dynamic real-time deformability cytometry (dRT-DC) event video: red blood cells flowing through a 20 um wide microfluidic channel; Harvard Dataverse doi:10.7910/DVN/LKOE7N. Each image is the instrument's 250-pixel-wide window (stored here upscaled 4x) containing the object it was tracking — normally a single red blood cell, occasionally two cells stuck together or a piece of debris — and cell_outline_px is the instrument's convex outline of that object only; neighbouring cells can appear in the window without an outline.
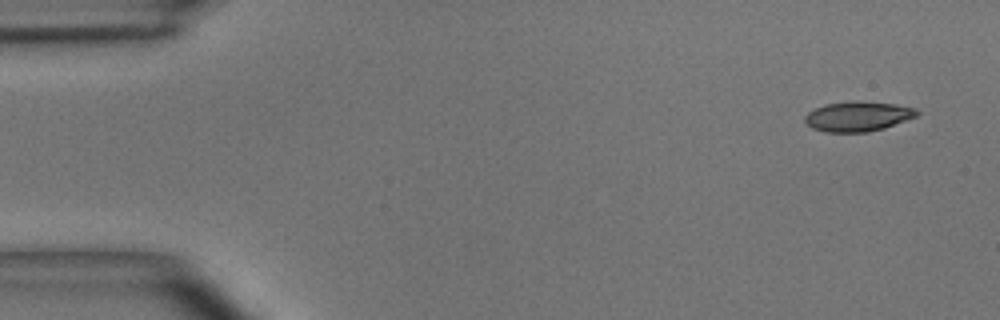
{"species": "common noctule bat (a hibernating species)", "species_latin": "Nyctalus noctula", "temperature_condition": "room temperature", "stored_images_in_passage": 4, "camera_frame_rate_fps": 3000, "um_per_image_px": 0.085, "animal": {"sex": "male", "body_mass_g": 15.6}, "frame": {"image": 1, "passage_image": 1, "time_ms": 0.0, "image_size_px": [1000, 320], "cell_outline_px": [[920, 112], [916, 116], [884, 128], [868, 132], [824, 132], [812, 128], [804, 120], [804, 116], [808, 112], [824, 104], [852, 100], [856, 100], [896, 104], [916, 108]], "centroid_in_image_um": [72.91, 9.88], "position_along_channel_um": 12.1, "area_um2": 19.65}}
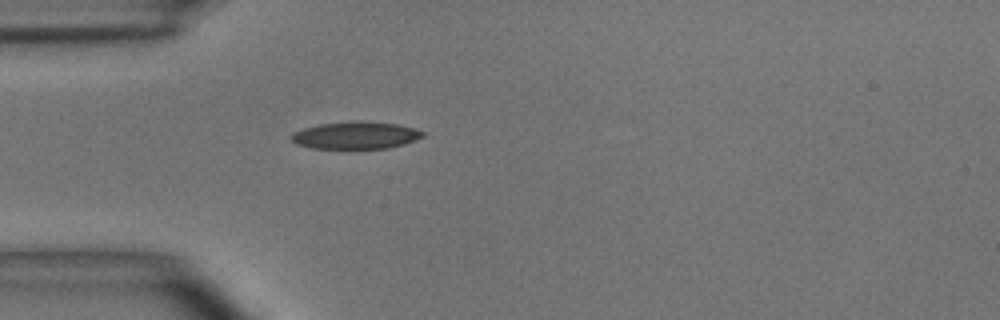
{"frame": {"image": 2, "passage_image": 4, "time_ms": 1.0, "image_size_px": [1000, 320], "cell_outline_px": [[424, 136], [416, 140], [404, 144], [388, 148], [312, 148], [296, 144], [292, 140], [292, 132], [304, 128], [320, 124], [396, 124], [412, 128], [424, 132]], "centroid_in_image_um": [30.22, 11.56], "position_along_channel_um": 54.8, "area_um2": 19.65}}